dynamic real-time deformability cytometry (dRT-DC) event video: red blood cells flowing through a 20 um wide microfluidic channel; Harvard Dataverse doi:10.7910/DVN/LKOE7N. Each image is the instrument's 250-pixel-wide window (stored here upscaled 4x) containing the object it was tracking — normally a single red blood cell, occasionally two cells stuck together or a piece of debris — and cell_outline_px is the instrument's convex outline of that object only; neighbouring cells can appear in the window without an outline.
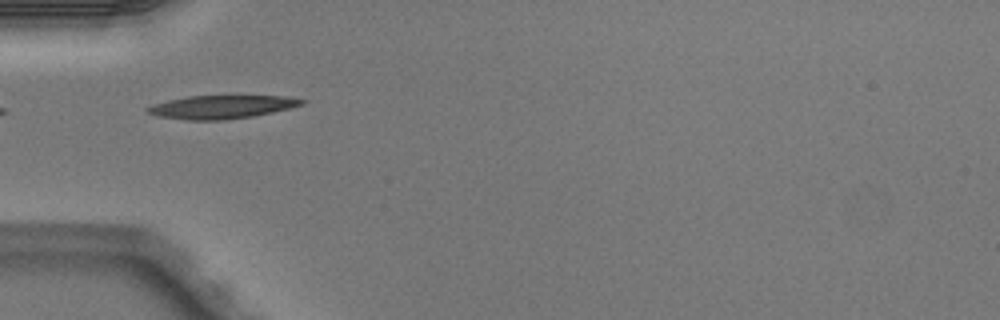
{"species": "Egyptian fruit bat (a non-hibernating species)", "species_latin": "Rousettus aegyptiacus", "temperature_condition": "warm", "stored_images_in_passage": 35, "camera_frame_rate_fps": 3000, "um_per_image_px": 0.085, "animal": {"sex": "male"}, "frame": {"image": 1, "passage_image": 1, "time_ms": 0.0, "image_size_px": [1000, 320], "cell_outline_px": [[308, 100], [304, 104], [272, 112], [252, 116], [224, 120], [188, 120], [156, 116], [144, 112], [144, 108], [168, 100], [188, 96], [284, 96]], "centroid_in_image_um": [18.8, 9.09], "position_along_channel_um": 66.2, "area_um2": 20.87}}
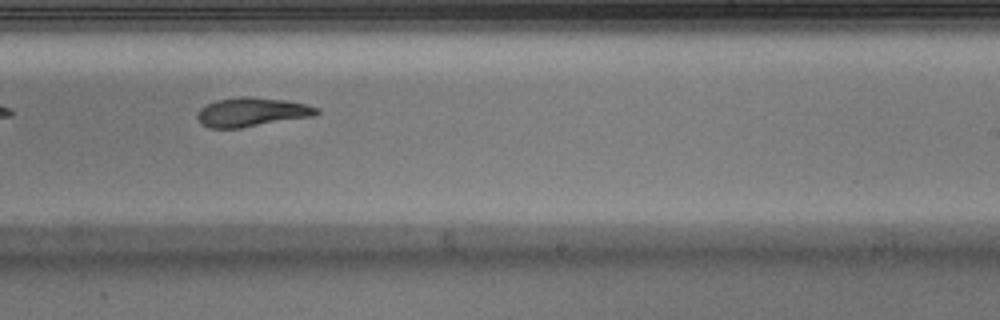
{"frame": {"image": 2, "passage_image": 16, "time_ms": 5.0, "image_size_px": [1000, 320], "cell_outline_px": [[320, 112], [312, 116], [240, 128], [208, 128], [200, 124], [196, 116], [200, 108], [216, 100], [240, 96], [252, 96], [284, 100], [304, 104], [320, 108]], "centroid_in_image_um": [21.36, 9.52], "position_along_channel_um": 267.6, "area_um2": 20.17}, "authors_computed_cell_mechanics": {"area_um2": 20.9814, "velocity_mm_per_s": 4.0372, "shape_relaxation_time_tau1_ms": 4.6155, "shape_relaxation_time_tau2_ms": 5.277, "deformation_change_tau1": 0.1832, "deformation_change_tau2": 0.1194}}